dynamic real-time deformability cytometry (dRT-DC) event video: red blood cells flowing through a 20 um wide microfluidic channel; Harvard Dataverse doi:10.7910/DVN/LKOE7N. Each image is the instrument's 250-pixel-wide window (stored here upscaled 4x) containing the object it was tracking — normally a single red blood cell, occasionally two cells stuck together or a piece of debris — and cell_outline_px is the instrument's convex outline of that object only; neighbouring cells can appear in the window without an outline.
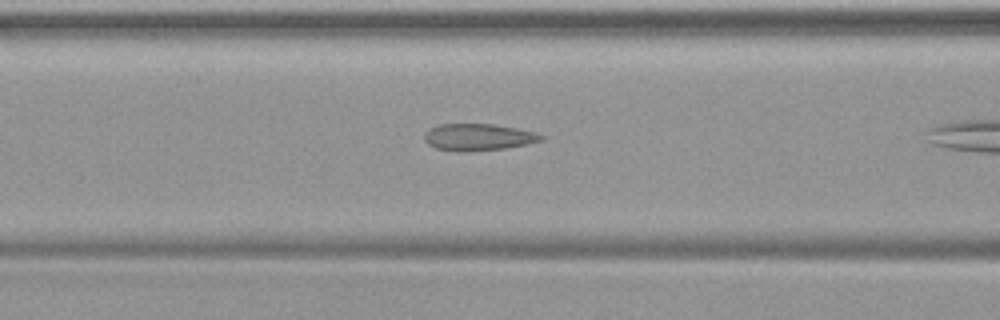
{"species": "common noctule bat (a hibernating species)", "species_latin": "Nyctalus noctula", "temperature_condition": "warm", "stored_images_in_passage": 34, "camera_frame_rate_fps": 3000, "um_per_image_px": 0.085, "animal": {"sex": "female", "body_mass_g": 19.9}, "frame": {"image": 1, "passage_image": 15, "time_ms": 4.667, "image_size_px": [1000, 320], "cell_outline_px": [[544, 140], [528, 144], [504, 148], [464, 152], [456, 152], [436, 148], [428, 144], [424, 140], [424, 132], [428, 128], [440, 124], [496, 124], [536, 132], [544, 136]], "centroid_in_image_um": [40.63, 11.65], "position_along_channel_um": 126.0, "area_um2": 18.5}}
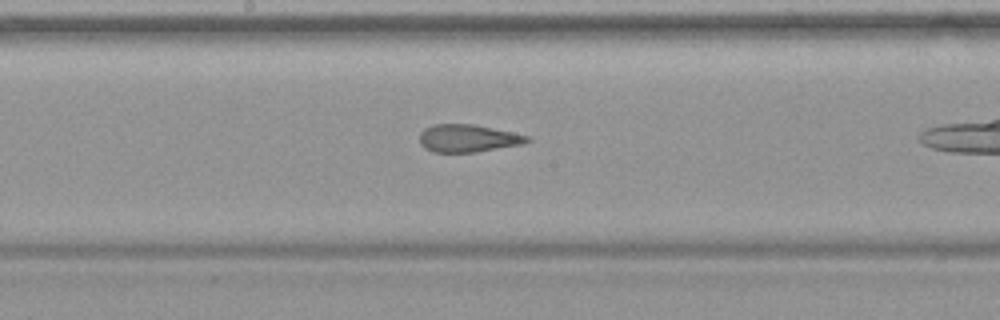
{"frame": {"image": 2, "passage_image": 21, "time_ms": 6.667, "image_size_px": [1000, 320], "cell_outline_px": [[532, 140], [520, 144], [476, 152], [432, 152], [424, 148], [420, 144], [420, 132], [424, 128], [432, 124], [472, 124], [512, 132], [528, 136]], "centroid_in_image_um": [39.72, 11.75], "position_along_channel_um": 208.5, "area_um2": 17.22}}
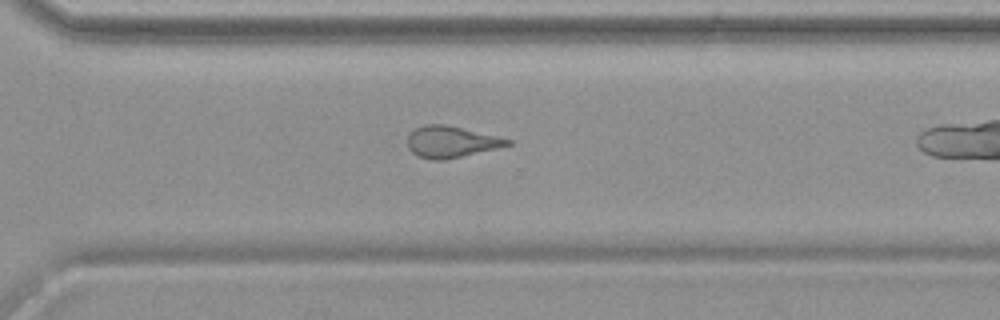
{"frame": {"image": 3, "passage_image": 30, "time_ms": 9.667, "image_size_px": [1000, 320], "cell_outline_px": [[512, 144], [496, 148], [444, 160], [432, 160], [416, 156], [408, 148], [408, 132], [424, 124], [444, 124], [496, 136], [512, 140]], "centroid_in_image_um": [38.28, 12.06], "position_along_channel_um": 332.3, "area_um2": 18.15}}